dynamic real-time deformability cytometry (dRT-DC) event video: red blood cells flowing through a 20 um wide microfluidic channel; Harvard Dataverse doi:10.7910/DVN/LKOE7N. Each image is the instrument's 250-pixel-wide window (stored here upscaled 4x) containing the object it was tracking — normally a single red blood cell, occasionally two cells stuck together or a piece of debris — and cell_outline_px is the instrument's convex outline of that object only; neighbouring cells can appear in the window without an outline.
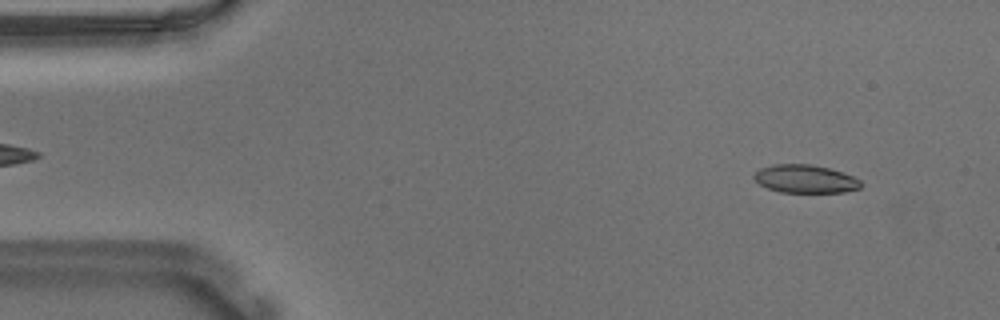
{"species": "Egyptian fruit bat (a non-hibernating species)", "species_latin": "Rousettus aegyptiacus", "temperature_condition": "warm", "stored_images_in_passage": 53, "camera_frame_rate_fps": 3000, "um_per_image_px": 0.085, "animal": {"sex": "male"}, "frame": {"image": 1, "passage_image": 4, "time_ms": 1.0, "image_size_px": [1000, 320], "cell_outline_px": [[860, 188], [844, 192], [780, 192], [768, 188], [760, 184], [752, 176], [760, 168], [772, 164], [812, 164], [828, 168], [852, 176], [860, 180]], "centroid_in_image_um": [68.42, 15.2], "position_along_channel_um": 16.6, "area_um2": 17.34}}
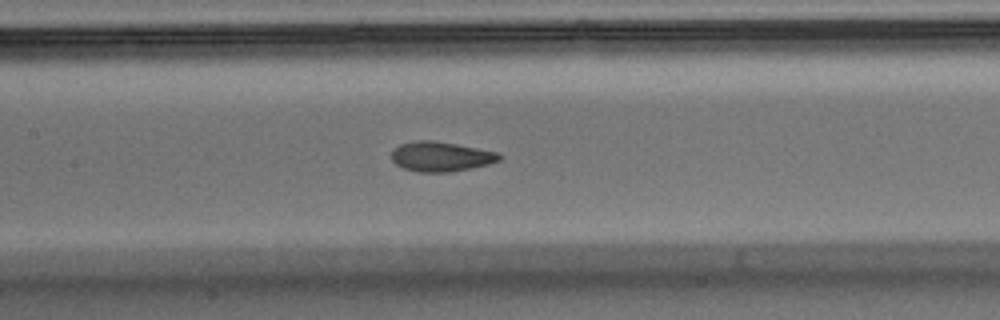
{"frame": {"image": 2, "passage_image": 24, "time_ms": 7.667, "image_size_px": [1000, 320], "cell_outline_px": [[504, 156], [500, 160], [488, 164], [472, 168], [452, 172], [416, 172], [404, 168], [396, 164], [392, 160], [392, 148], [400, 144], [416, 140], [432, 140], [456, 144], [500, 152]], "centroid_in_image_um": [37.5, 13.3], "position_along_channel_um": 169.9, "area_um2": 18.96}}
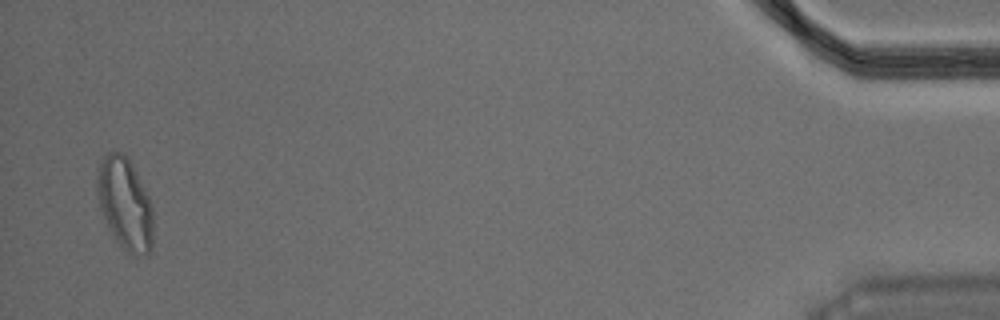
{"frame": {"image": 3, "passage_image": 52, "time_ms": 17.0, "image_size_px": [1000, 320], "cell_outline_px": [[152, 248], [148, 256], [132, 256], [116, 240], [100, 208], [96, 192], [96, 176], [100, 160], [108, 152], [120, 152], [128, 160], [136, 172], [152, 204]], "centroid_in_image_um": [10.62, 17.34], "position_along_channel_um": 424.6, "area_um2": 29.82}, "authors_computed_cell_mechanics": {"area_um2": 18.7272, "velocity_mm_per_s": 3.6734, "shape_relaxation_time_tau1_ms": 4.6096, "shape_relaxation_time_tau2_ms": 1.3158, "deformation_change_tau1": 0.1698, "deformation_change_tau2": 0.0829}}